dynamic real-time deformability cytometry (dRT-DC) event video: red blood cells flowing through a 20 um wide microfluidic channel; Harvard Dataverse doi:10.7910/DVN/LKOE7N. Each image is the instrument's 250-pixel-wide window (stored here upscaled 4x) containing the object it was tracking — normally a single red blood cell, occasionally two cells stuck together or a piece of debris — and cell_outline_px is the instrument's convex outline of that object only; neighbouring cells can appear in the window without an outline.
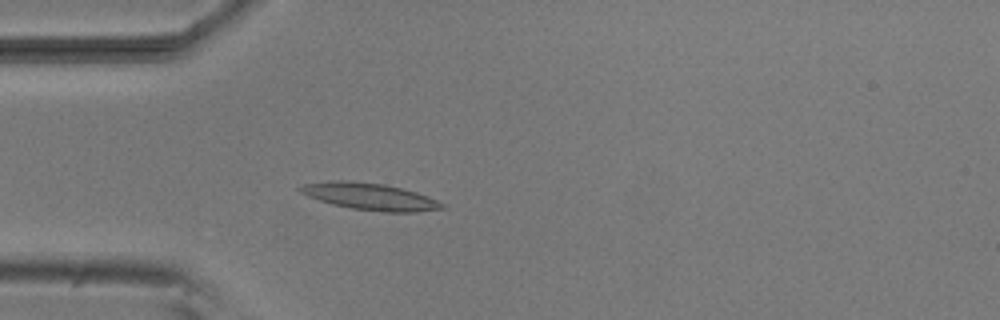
{"species": "common noctule bat (a hibernating species)", "species_latin": "Nyctalus noctula", "temperature_condition": "room temperature", "stored_images_in_passage": 52, "camera_frame_rate_fps": 3000, "um_per_image_px": 0.085, "animal": {"sex": "male", "body_mass_g": 20.5, "forearm_length_mm": 52.5}, "frame": {"image": 1, "passage_image": 14, "time_ms": 4.333, "image_size_px": [1000, 320], "cell_outline_px": [[448, 208], [416, 212], [384, 212], [352, 208], [332, 204], [308, 196], [300, 192], [296, 188], [304, 184], [336, 180], [348, 180], [384, 184], [416, 192], [428, 196], [444, 204]], "centroid_in_image_um": [31.46, 16.7], "position_along_channel_um": 53.5, "area_um2": 22.14}}
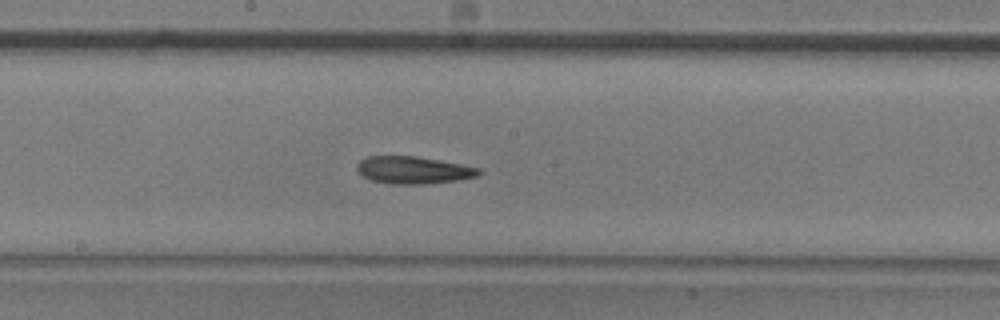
{"frame": {"image": 2, "passage_image": 27, "time_ms": 8.667, "image_size_px": [1000, 320], "cell_outline_px": [[480, 172], [476, 176], [460, 180], [424, 184], [392, 184], [372, 180], [364, 176], [356, 168], [356, 164], [360, 160], [368, 156], [416, 156], [460, 164], [480, 168]], "centroid_in_image_um": [35.12, 14.45], "position_along_channel_um": 213.1, "area_um2": 19.25}}
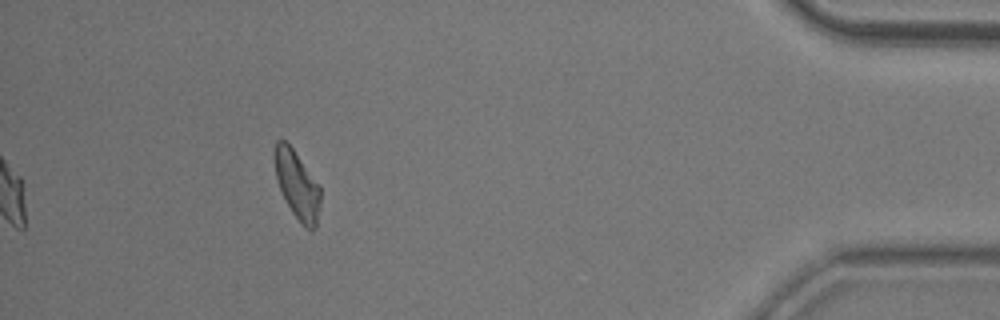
{"frame": {"image": 3, "passage_image": 47, "time_ms": 15.333, "image_size_px": [1000, 320], "cell_outline_px": [[320, 208], [316, 228], [312, 232], [304, 228], [292, 212], [276, 180], [276, 140], [284, 140], [292, 148], [320, 188]], "centroid_in_image_um": [25.29, 15.82], "position_along_channel_um": 409.9, "area_um2": 17.57}, "authors_computed_cell_mechanics": {"area_um2": 19.4208, "velocity_mm_per_s": 3.8176, "shape_relaxation_time_tau1_ms": 8.5532, "shape_relaxation_time_tau2_ms": 9.1351, "deformation_change_tau1": 0.2056, "deformation_change_tau2": 0.2221}}